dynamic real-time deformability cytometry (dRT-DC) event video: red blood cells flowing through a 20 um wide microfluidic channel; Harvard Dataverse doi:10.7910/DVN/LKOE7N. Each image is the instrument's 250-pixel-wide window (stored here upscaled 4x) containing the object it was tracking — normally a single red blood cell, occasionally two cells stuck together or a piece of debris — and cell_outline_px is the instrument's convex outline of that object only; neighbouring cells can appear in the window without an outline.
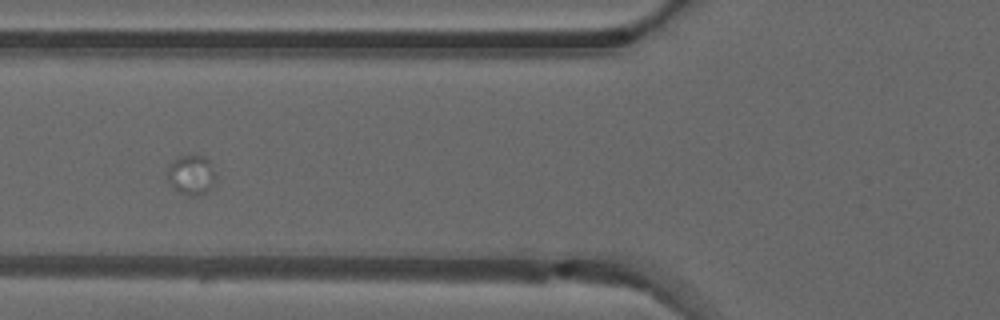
{"species": "common noctule bat (a hibernating species)", "species_latin": "Nyctalus noctula", "temperature_condition": "warm", "stored_images_in_passage": 19, "camera_frame_rate_fps": 3000, "um_per_image_px": 0.085, "animal": {"sex": "male", "forearm_length_mm": 52.5}, "frame": {"image": 1, "passage_image": 14, "time_ms": 4.333, "image_size_px": [1000, 320], "cell_outline_px": [[216, 184], [204, 192], [196, 196], [192, 196], [180, 192], [168, 180], [168, 164], [172, 160], [188, 152], [204, 156], [208, 160], [216, 172]], "centroid_in_image_um": [16.29, 14.8], "position_along_channel_um": 109.5, "area_um2": 11.44}}